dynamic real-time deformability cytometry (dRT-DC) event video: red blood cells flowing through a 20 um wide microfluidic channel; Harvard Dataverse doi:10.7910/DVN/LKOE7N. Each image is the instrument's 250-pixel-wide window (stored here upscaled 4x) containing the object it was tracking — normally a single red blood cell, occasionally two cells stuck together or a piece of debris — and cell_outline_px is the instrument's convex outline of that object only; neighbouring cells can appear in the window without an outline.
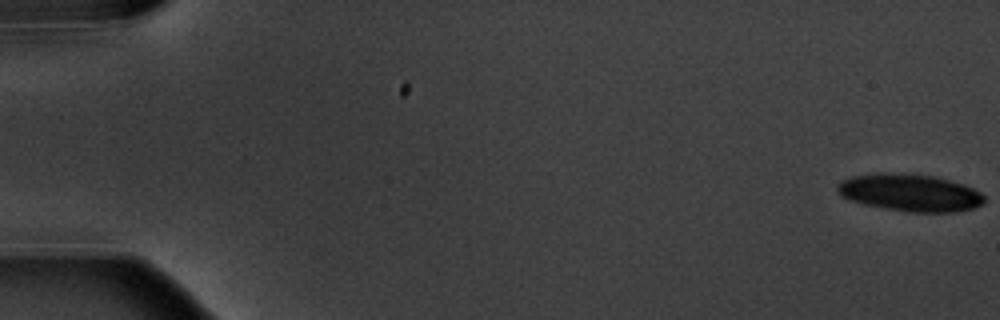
{"species": "common noctule bat (a hibernating species)", "species_latin": "Nyctalus noctula", "temperature_condition": "warm", "stored_images_in_passage": 7, "camera_frame_rate_fps": 3000, "um_per_image_px": 0.085, "animal": {"sex": "male", "body_mass_g": 20.1, "forearm_length_mm": 53.5}, "frame": {"image": 1, "passage_image": 1, "time_ms": 0.0, "image_size_px": [1000, 320], "cell_outline_px": [[984, 204], [972, 208], [956, 212], [908, 212], [884, 208], [864, 204], [848, 200], [840, 196], [836, 192], [836, 184], [840, 180], [852, 176], [880, 172], [892, 172], [936, 176], [964, 184], [980, 192], [984, 196]], "centroid_in_image_um": [77.3, 16.37], "position_along_channel_um": 7.7, "area_um2": 32.37}}
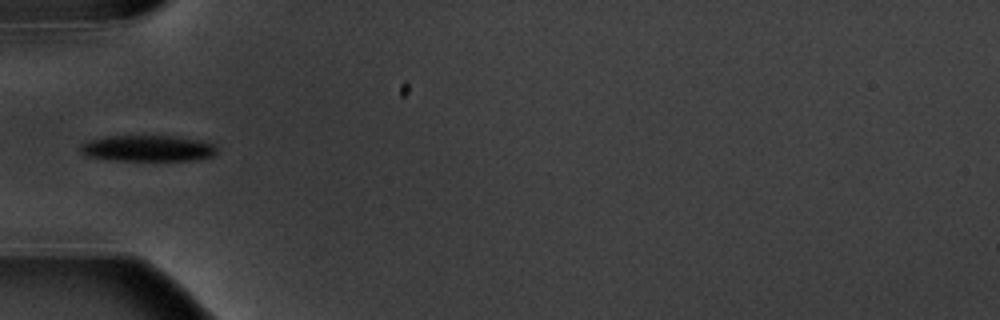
{"frame": {"image": 2, "passage_image": 7, "time_ms": 6.667, "image_size_px": [1000, 320], "cell_outline_px": [[216, 152], [212, 156], [192, 160], [112, 160], [88, 156], [80, 152], [80, 144], [88, 140], [104, 136], [172, 136], [200, 140], [216, 144]], "centroid_in_image_um": [12.53, 12.6], "position_along_channel_um": 72.5, "area_um2": 20.75}}